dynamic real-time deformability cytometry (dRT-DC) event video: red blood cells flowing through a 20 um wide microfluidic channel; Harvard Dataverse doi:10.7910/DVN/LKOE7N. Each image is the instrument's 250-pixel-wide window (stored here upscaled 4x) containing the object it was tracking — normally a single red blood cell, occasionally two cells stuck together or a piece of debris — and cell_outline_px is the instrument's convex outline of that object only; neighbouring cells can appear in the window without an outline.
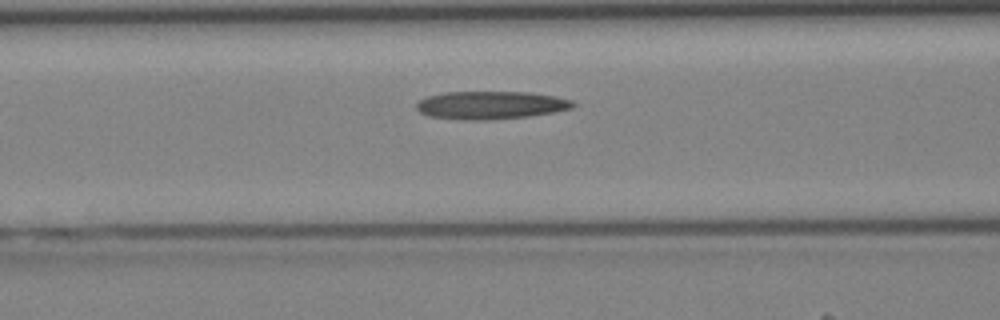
{"species": "Egyptian fruit bat (a non-hibernating species)", "species_latin": "Rousettus aegyptiacus", "temperature_condition": "cold", "stored_images_in_passage": 13, "camera_frame_rate_fps": 3000, "um_per_image_px": 0.085, "animal": {"sex": "female"}, "frame": {"image": 1, "passage_image": 6, "time_ms": 1.667, "image_size_px": [1000, 320], "cell_outline_px": [[576, 104], [572, 108], [556, 112], [532, 116], [492, 120], [464, 120], [428, 116], [420, 112], [416, 108], [416, 104], [420, 100], [428, 96], [444, 92], [528, 92], [556, 96], [572, 100]], "centroid_in_image_um": [41.74, 8.94], "position_along_channel_um": 124.9, "area_um2": 25.78}}
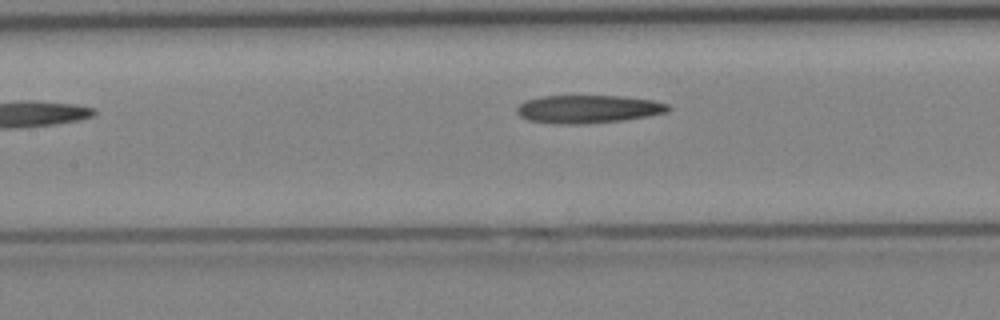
{"frame": {"image": 2, "passage_image": 8, "time_ms": 2.333, "image_size_px": [1000, 320], "cell_outline_px": [[672, 108], [668, 112], [648, 116], [624, 120], [584, 124], [556, 124], [528, 120], [520, 116], [516, 112], [516, 108], [520, 104], [528, 100], [540, 96], [624, 96], [652, 100], [668, 104]], "centroid_in_image_um": [50.01, 9.27], "position_along_channel_um": 157.4, "area_um2": 24.85}}
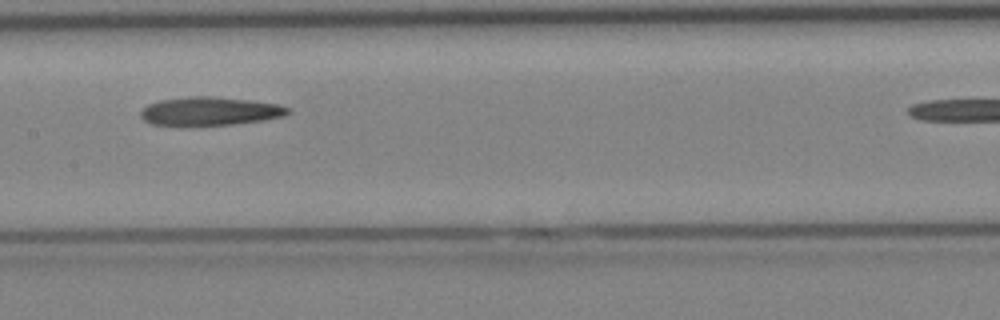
{"frame": {"image": 3, "passage_image": 10, "time_ms": 3.0, "image_size_px": [1000, 320], "cell_outline_px": [[292, 112], [284, 116], [260, 120], [232, 124], [152, 124], [144, 120], [140, 116], [140, 112], [148, 104], [160, 100], [188, 96], [212, 96], [248, 100], [276, 104], [292, 108]], "centroid_in_image_um": [17.86, 9.43], "position_along_channel_um": 189.5, "area_um2": 23.93}}